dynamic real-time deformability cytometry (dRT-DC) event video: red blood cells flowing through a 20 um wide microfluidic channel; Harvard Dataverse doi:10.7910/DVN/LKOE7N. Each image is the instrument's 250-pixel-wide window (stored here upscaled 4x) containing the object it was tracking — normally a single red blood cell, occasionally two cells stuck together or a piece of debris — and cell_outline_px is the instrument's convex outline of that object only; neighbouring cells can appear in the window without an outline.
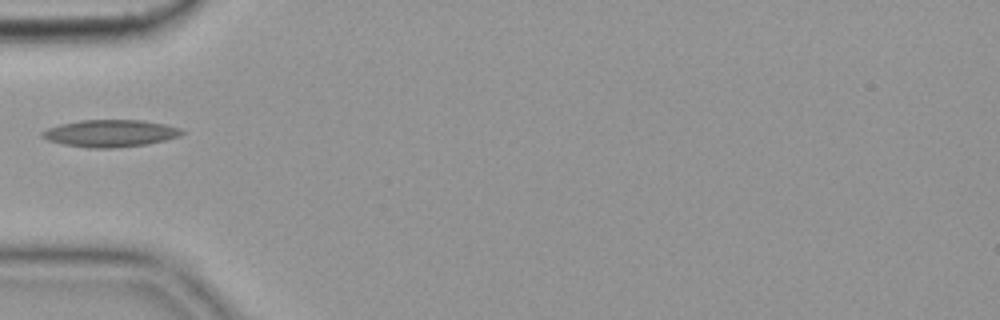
{"species": "common noctule bat (a hibernating species)", "species_latin": "Nyctalus noctula", "temperature_condition": "cold", "stored_images_in_passage": 38, "camera_frame_rate_fps": 3000, "um_per_image_px": 0.085, "animal": {"sex": "female", "body_mass_g": 19.9}, "frame": {"image": 1, "passage_image": 1, "time_ms": 0.0, "image_size_px": [1000, 320], "cell_outline_px": [[184, 132], [180, 136], [148, 144], [112, 148], [88, 148], [64, 144], [48, 140], [40, 136], [40, 132], [48, 128], [60, 124], [80, 120], [140, 120], [164, 124], [180, 128]], "centroid_in_image_um": [9.35, 11.33], "position_along_channel_um": 75.6, "area_um2": 22.02}}